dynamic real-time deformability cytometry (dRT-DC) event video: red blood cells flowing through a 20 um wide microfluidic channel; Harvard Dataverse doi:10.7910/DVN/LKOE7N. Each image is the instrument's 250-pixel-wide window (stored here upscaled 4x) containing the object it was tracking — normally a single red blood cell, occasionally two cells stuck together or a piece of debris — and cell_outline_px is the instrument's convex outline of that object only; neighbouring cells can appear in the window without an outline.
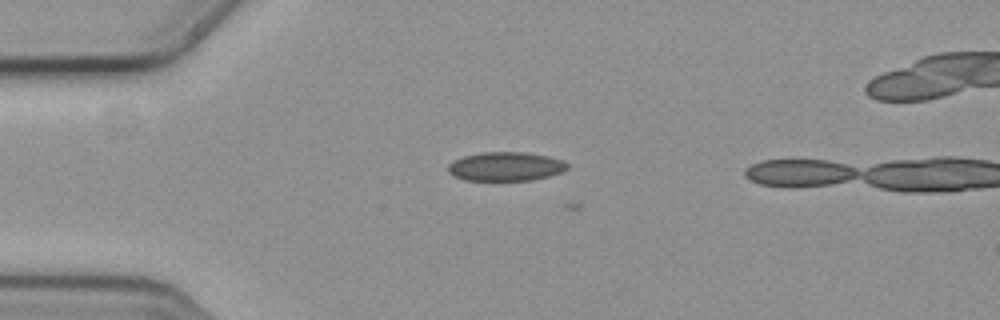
{"species": "common noctule bat (a hibernating species)", "species_latin": "Nyctalus noctula", "temperature_condition": "cold", "stored_images_in_passage": 4, "camera_frame_rate_fps": 3000, "um_per_image_px": 0.085, "animal": {"sex": "female", "body_mass_g": 19.3, "forearm_length_mm": 54.1}, "frame": {"image": 1, "passage_image": 2, "time_ms": 0.333, "image_size_px": [1000, 320], "cell_outline_px": [[568, 168], [560, 172], [548, 176], [532, 180], [464, 180], [448, 172], [448, 164], [452, 160], [464, 156], [480, 152], [524, 152], [548, 156], [560, 160], [568, 164]], "centroid_in_image_um": [42.94, 14.14], "position_along_channel_um": 42.1, "area_um2": 20.0}}